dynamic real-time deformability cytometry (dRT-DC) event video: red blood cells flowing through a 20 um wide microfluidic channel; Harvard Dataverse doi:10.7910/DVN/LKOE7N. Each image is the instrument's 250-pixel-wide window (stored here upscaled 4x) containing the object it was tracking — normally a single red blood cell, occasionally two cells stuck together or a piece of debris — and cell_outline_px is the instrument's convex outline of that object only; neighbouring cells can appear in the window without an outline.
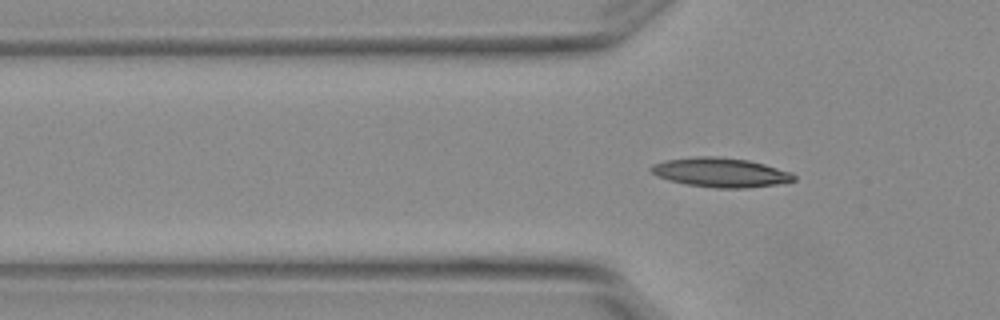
{"species": "Egyptian fruit bat (a non-hibernating species)", "species_latin": "Rousettus aegyptiacus", "temperature_condition": "warm", "stored_images_in_passage": 3, "camera_frame_rate_fps": 3000, "um_per_image_px": 0.085, "animal": {"sex": "female"}, "frame": {"image": 1, "passage_image": 3, "time_ms": 0.667, "image_size_px": [1000, 320], "cell_outline_px": [[796, 180], [776, 184], [748, 188], [716, 188], [688, 184], [668, 180], [656, 176], [648, 168], [652, 164], [664, 160], [696, 156], [720, 156], [748, 160], [764, 164], [792, 172], [796, 176]], "centroid_in_image_um": [61.23, 14.65], "position_along_channel_um": 64.6, "area_um2": 24.57}}